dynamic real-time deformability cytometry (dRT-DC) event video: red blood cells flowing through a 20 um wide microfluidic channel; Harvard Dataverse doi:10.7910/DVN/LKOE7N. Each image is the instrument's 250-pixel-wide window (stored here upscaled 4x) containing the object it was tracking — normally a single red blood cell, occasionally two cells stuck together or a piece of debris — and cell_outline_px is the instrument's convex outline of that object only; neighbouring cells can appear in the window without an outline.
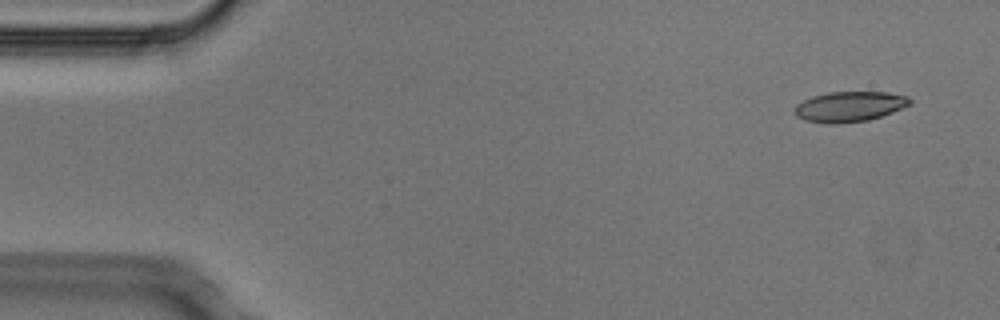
{"species": "Egyptian fruit bat (a non-hibernating species)", "species_latin": "Rousettus aegyptiacus", "temperature_condition": "cold", "stored_images_in_passage": 5, "camera_frame_rate_fps": 3000, "um_per_image_px": 0.085, "animal": {"sex": "male"}, "frame": {"image": 1, "passage_image": 1, "time_ms": 0.0, "image_size_px": [1000, 320], "cell_outline_px": [[912, 104], [892, 112], [868, 120], [836, 124], [828, 124], [804, 120], [796, 116], [792, 112], [796, 104], [812, 96], [828, 92], [888, 92], [908, 96], [912, 100]], "centroid_in_image_um": [72.19, 9.06], "position_along_channel_um": 12.8, "area_um2": 20.52}}
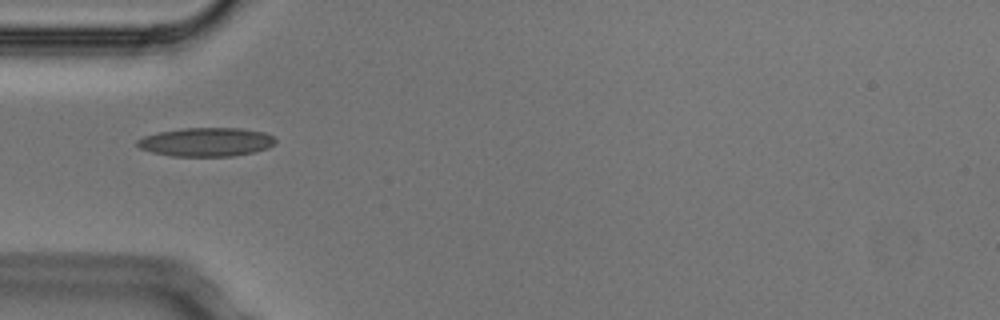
{"frame": {"image": 2, "passage_image": 4, "time_ms": 1.0, "image_size_px": [1000, 320], "cell_outline_px": [[276, 144], [268, 148], [252, 152], [232, 156], [172, 156], [152, 152], [140, 148], [136, 144], [136, 140], [144, 136], [160, 132], [180, 128], [240, 128], [264, 132], [272, 136], [276, 140]], "centroid_in_image_um": [17.53, 12.07], "position_along_channel_um": 67.5, "area_um2": 23.12}}
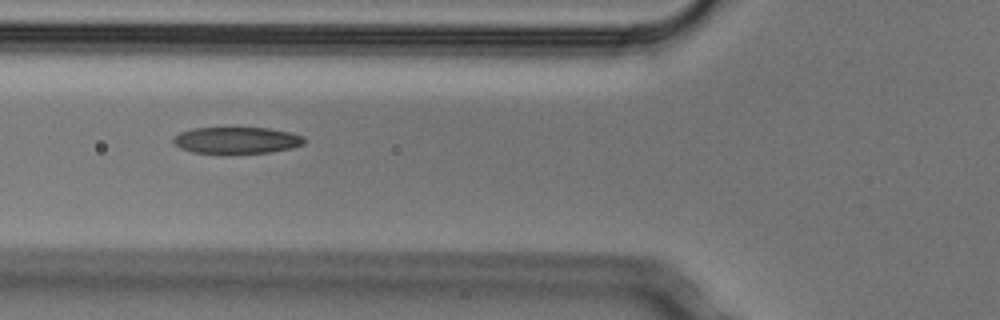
{"frame": {"image": 3, "passage_image": 5, "time_ms": 1.333, "image_size_px": [1000, 320], "cell_outline_px": [[308, 140], [304, 144], [292, 148], [272, 152], [224, 156], [192, 152], [180, 148], [172, 140], [180, 132], [192, 128], [268, 128], [292, 132], [304, 136]], "centroid_in_image_um": [20.16, 11.96], "position_along_channel_um": 105.6, "area_um2": 21.21}}